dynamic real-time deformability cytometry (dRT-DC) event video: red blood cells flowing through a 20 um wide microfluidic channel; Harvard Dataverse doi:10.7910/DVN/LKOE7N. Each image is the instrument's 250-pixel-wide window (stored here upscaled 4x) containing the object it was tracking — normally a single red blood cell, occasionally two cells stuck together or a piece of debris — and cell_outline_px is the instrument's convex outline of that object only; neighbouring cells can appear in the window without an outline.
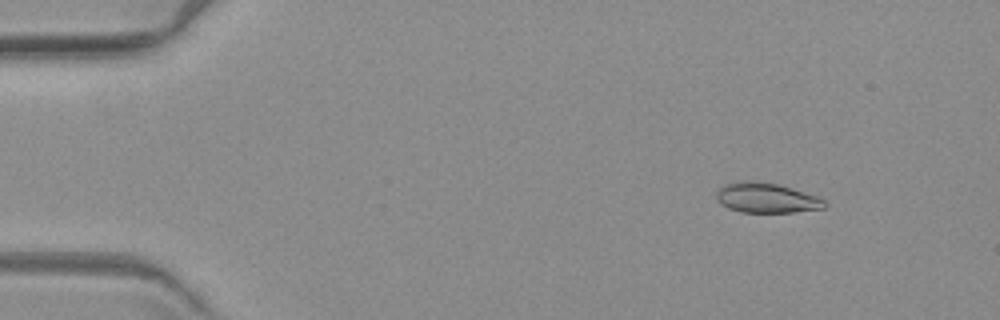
{"species": "common noctule bat (a hibernating species)", "species_latin": "Nyctalus noctula", "temperature_condition": "warm", "stored_images_in_passage": 5, "camera_frame_rate_fps": 3000, "um_per_image_px": 0.085, "animal": {"sex": "female", "body_mass_g": 19.3, "forearm_length_mm": 54.1}, "frame": {"image": 1, "passage_image": 2, "time_ms": 2.0, "image_size_px": [1000, 320], "cell_outline_px": [[828, 204], [824, 208], [792, 212], [740, 212], [728, 208], [720, 204], [716, 200], [716, 192], [724, 184], [740, 180], [752, 180], [776, 184], [792, 188], [820, 196]], "centroid_in_image_um": [65.13, 16.81], "position_along_channel_um": 19.9, "area_um2": 19.13}}
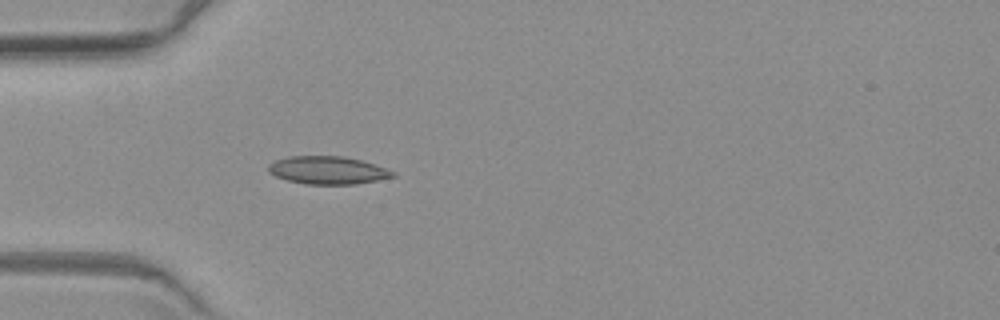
{"frame": {"image": 2, "passage_image": 5, "time_ms": 5.667, "image_size_px": [1000, 320], "cell_outline_px": [[396, 176], [356, 184], [304, 184], [288, 180], [276, 176], [268, 172], [268, 164], [276, 160], [288, 156], [344, 156], [360, 160], [396, 172]], "centroid_in_image_um": [27.83, 14.47], "position_along_channel_um": 57.2, "area_um2": 20.06}}